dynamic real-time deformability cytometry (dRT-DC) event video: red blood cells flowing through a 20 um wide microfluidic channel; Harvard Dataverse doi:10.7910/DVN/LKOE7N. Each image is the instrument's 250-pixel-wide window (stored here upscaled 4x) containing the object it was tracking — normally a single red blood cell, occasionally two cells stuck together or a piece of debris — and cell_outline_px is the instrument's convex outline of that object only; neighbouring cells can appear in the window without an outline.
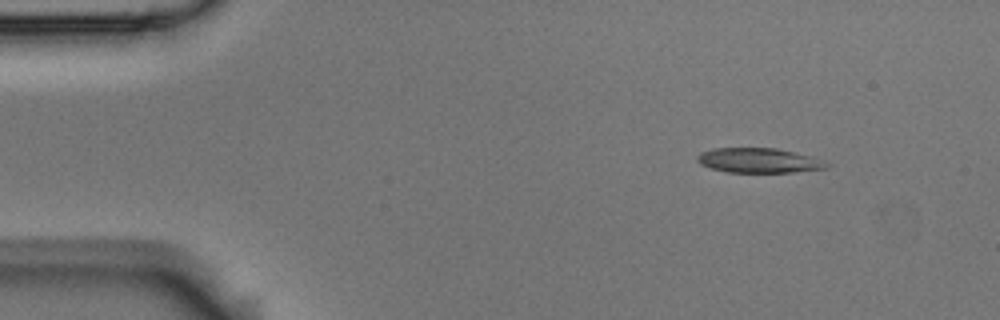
{"species": "Egyptian fruit bat (a non-hibernating species)", "species_latin": "Rousettus aegyptiacus", "temperature_condition": "room temperature", "stored_images_in_passage": 7, "camera_frame_rate_fps": 3000, "um_per_image_px": 0.085, "animal": {"sex": "male"}, "frame": {"image": 1, "passage_image": 1, "time_ms": 0.0, "image_size_px": [1000, 320], "cell_outline_px": [[832, 164], [828, 168], [792, 172], [728, 172], [708, 168], [700, 164], [696, 160], [696, 156], [700, 152], [712, 148], [776, 148], [824, 160]], "centroid_in_image_um": [64.46, 13.64], "position_along_channel_um": 20.5, "area_um2": 18.73}}
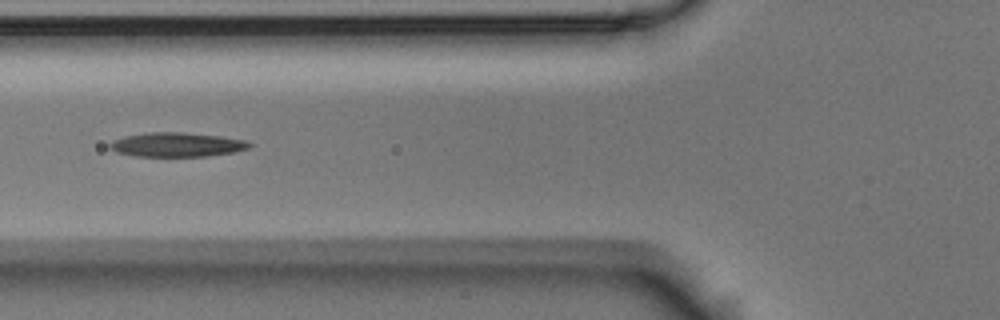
{"frame": {"image": 2, "passage_image": 5, "time_ms": 1.333, "image_size_px": [1000, 320], "cell_outline_px": [[252, 144], [248, 148], [236, 152], [208, 156], [136, 156], [116, 152], [108, 148], [108, 144], [112, 140], [124, 136], [148, 132], [184, 132], [220, 136], [248, 140]], "centroid_in_image_um": [15.03, 12.29], "position_along_channel_um": 110.8, "area_um2": 19.94}}
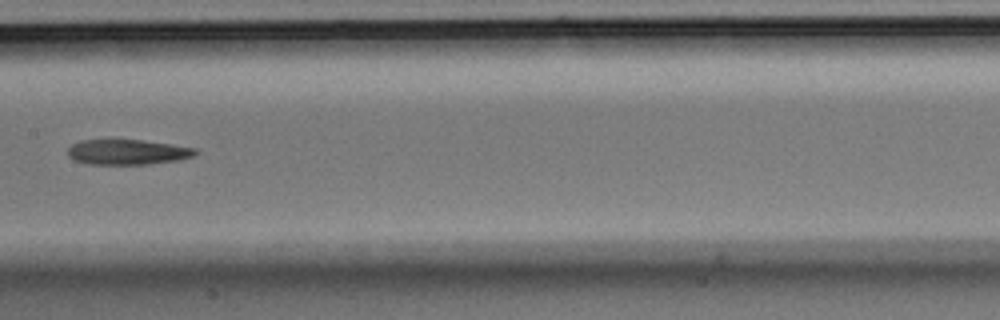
{"frame": {"image": 3, "passage_image": 7, "time_ms": 2.0, "image_size_px": [1000, 320], "cell_outline_px": [[200, 152], [192, 156], [176, 160], [148, 164], [88, 164], [76, 160], [68, 156], [68, 148], [72, 144], [80, 140], [140, 140], [172, 144], [196, 148]], "centroid_in_image_um": [10.84, 12.92], "position_along_channel_um": 196.6, "area_um2": 18.61}}